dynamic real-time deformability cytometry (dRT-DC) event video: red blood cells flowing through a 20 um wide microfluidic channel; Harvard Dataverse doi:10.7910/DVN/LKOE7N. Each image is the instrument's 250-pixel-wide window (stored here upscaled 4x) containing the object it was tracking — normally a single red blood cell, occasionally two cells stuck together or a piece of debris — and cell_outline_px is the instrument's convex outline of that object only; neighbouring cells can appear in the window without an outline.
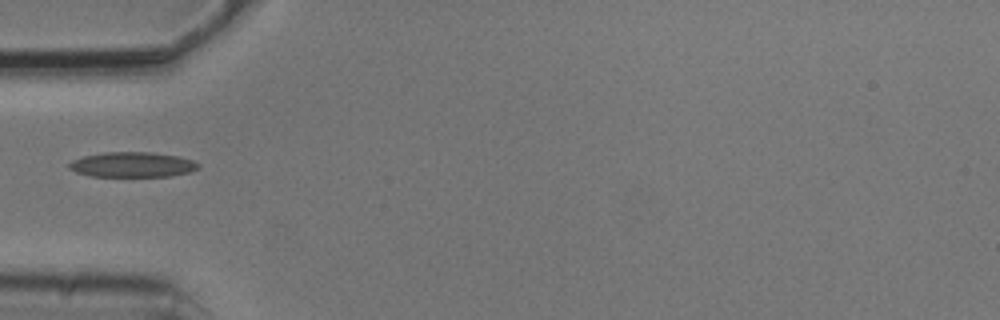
{"species": "common noctule bat (a hibernating species)", "species_latin": "Nyctalus noctula", "temperature_condition": "cold", "stored_images_in_passage": 3, "camera_frame_rate_fps": 3000, "um_per_image_px": 0.085, "animal": {"sex": "male", "body_mass_g": 20.5, "forearm_length_mm": 52.5}, "frame": {"image": 1, "passage_image": 2, "time_ms": 0.333, "image_size_px": [1000, 320], "cell_outline_px": [[200, 168], [188, 172], [172, 176], [92, 176], [76, 172], [68, 168], [68, 164], [72, 160], [84, 156], [104, 152], [152, 152], [176, 156], [192, 160], [200, 164]], "centroid_in_image_um": [11.25, 13.99], "position_along_channel_um": 73.8, "area_um2": 18.84}}
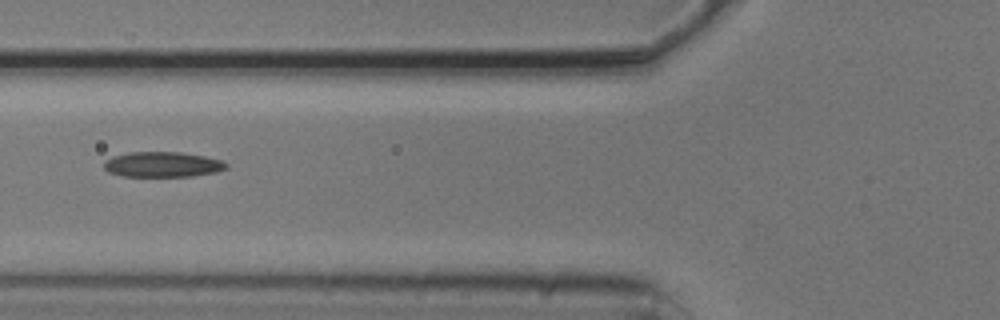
{"frame": {"image": 2, "passage_image": 3, "time_ms": 0.667, "image_size_px": [1000, 320], "cell_outline_px": [[228, 168], [216, 172], [192, 176], [120, 176], [108, 172], [104, 168], [104, 160], [112, 156], [128, 152], [180, 152], [204, 156], [220, 160], [228, 164]], "centroid_in_image_um": [13.78, 13.98], "position_along_channel_um": 112.0, "area_um2": 18.09}}